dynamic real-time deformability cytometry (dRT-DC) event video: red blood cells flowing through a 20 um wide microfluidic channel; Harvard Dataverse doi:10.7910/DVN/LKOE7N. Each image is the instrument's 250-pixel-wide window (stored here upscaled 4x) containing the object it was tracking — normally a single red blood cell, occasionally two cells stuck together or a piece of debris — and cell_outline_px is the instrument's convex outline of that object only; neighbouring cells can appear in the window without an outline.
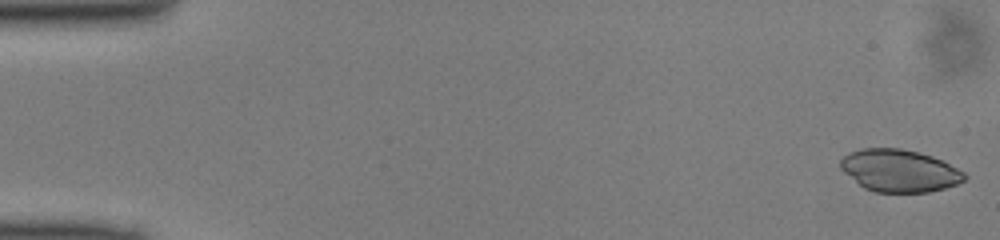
{"species": "common noctule bat (a hibernating species)", "species_latin": "Nyctalus noctula", "temperature_condition": "cold", "stored_images_in_passage": 49, "camera_frame_rate_fps": 3000, "um_per_image_px": 0.085, "animal": {"sex": "male", "body_mass_g": 13.0, "forearm_length_mm": 53.1}, "frame": {"image": 1, "passage_image": 1, "time_ms": 0.0, "image_size_px": [1000, 240], "cell_outline_px": [[968, 176], [964, 180], [956, 184], [944, 188], [928, 192], [876, 192], [864, 188], [844, 172], [840, 168], [840, 160], [848, 152], [860, 148], [900, 148], [920, 152], [944, 160], [964, 172]], "centroid_in_image_um": [76.45, 14.49], "position_along_channel_um": 8.5, "area_um2": 30.75}}
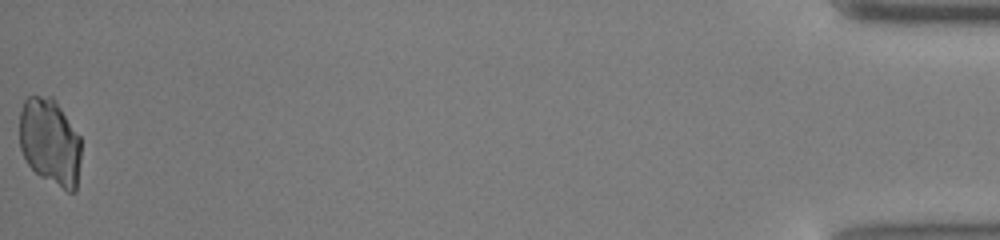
{"frame": {"image": 2, "passage_image": 49, "time_ms": 16.0, "image_size_px": [1000, 240], "cell_outline_px": [[80, 160], [76, 192], [68, 192], [40, 176], [28, 164], [20, 148], [20, 112], [24, 100], [28, 96], [52, 96], [56, 100], [80, 136]], "centroid_in_image_um": [4.26, 12.05], "position_along_channel_um": 430.9, "area_um2": 31.33}}